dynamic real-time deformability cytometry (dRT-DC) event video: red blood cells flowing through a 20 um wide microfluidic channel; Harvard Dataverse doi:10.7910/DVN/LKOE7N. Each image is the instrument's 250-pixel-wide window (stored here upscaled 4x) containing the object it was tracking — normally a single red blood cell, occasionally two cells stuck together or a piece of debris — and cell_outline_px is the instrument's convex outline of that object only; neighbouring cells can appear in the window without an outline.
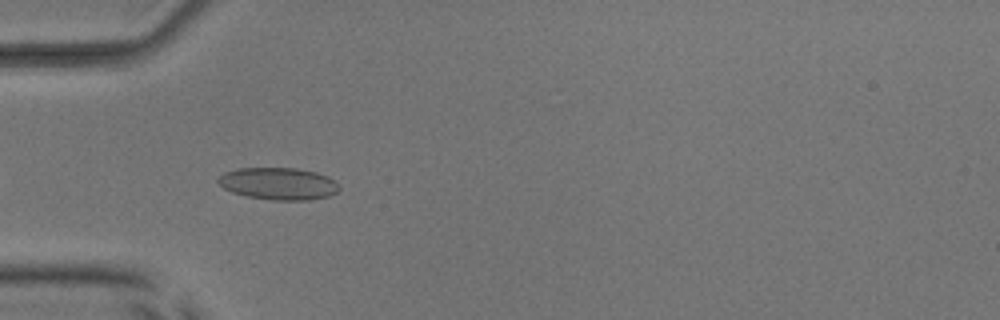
{"species": "common noctule bat (a hibernating species)", "species_latin": "Nyctalus noctula", "temperature_condition": "room temperature", "stored_images_in_passage": 14, "camera_frame_rate_fps": 3000, "um_per_image_px": 0.085, "animal": {"sex": "male", "body_mass_g": 17.9, "forearm_length_mm": 54.2}, "frame": {"image": 1, "passage_image": 3, "time_ms": 0.667, "image_size_px": [1000, 320], "cell_outline_px": [[340, 188], [336, 192], [328, 196], [308, 200], [272, 200], [248, 196], [232, 192], [224, 188], [216, 180], [224, 172], [240, 168], [296, 168], [316, 172], [328, 176], [336, 180]], "centroid_in_image_um": [23.69, 15.6], "position_along_channel_um": 61.3, "area_um2": 22.66}}
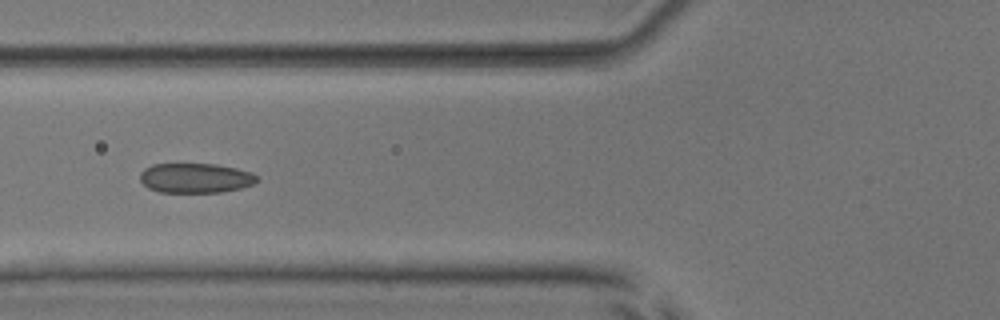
{"frame": {"image": 2, "passage_image": 7, "time_ms": 2.0, "image_size_px": [1000, 320], "cell_outline_px": [[260, 180], [252, 184], [240, 188], [220, 192], [160, 192], [148, 188], [140, 180], [140, 172], [144, 168], [152, 164], [216, 164], [236, 168], [252, 172]], "centroid_in_image_um": [16.6, 15.12], "position_along_channel_um": 109.2, "area_um2": 20.29}}
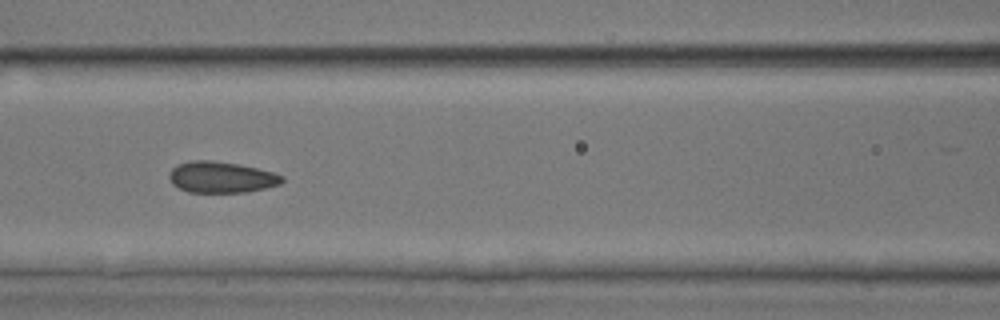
{"frame": {"image": 3, "passage_image": 10, "time_ms": 3.0, "image_size_px": [1000, 320], "cell_outline_px": [[284, 180], [280, 184], [248, 192], [188, 192], [172, 184], [168, 180], [168, 176], [172, 168], [176, 164], [192, 160], [212, 160], [236, 164], [256, 168], [272, 172], [284, 176]], "centroid_in_image_um": [18.77, 15.06], "position_along_channel_um": 147.8, "area_um2": 20.52}}